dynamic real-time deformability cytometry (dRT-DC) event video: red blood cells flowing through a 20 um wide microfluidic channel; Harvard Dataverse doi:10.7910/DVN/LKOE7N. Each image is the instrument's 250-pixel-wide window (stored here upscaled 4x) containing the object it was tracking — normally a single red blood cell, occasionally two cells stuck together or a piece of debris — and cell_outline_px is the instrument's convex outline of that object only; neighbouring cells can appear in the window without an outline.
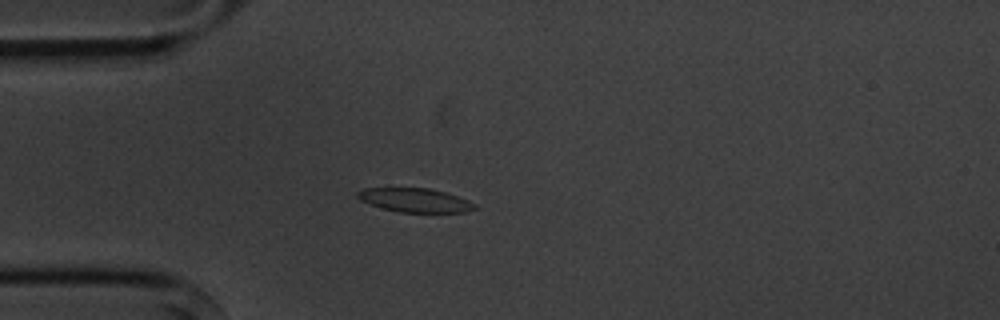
{"species": "common noctule bat (a hibernating species)", "species_latin": "Nyctalus noctula", "temperature_condition": "cold", "stored_images_in_passage": 5, "camera_frame_rate_fps": 3000, "um_per_image_px": 0.085, "animal": {"sex": "male", "body_mass_g": 20.1, "forearm_length_mm": 53.5}, "frame": {"image": 1, "passage_image": 4, "time_ms": 3.333, "image_size_px": [1000, 320], "cell_outline_px": [[476, 208], [464, 212], [400, 212], [384, 208], [360, 200], [356, 196], [356, 192], [364, 188], [432, 188], [468, 200], [476, 204]], "centroid_in_image_um": [35.27, 17.0], "position_along_channel_um": 49.7, "area_um2": 16.13}}